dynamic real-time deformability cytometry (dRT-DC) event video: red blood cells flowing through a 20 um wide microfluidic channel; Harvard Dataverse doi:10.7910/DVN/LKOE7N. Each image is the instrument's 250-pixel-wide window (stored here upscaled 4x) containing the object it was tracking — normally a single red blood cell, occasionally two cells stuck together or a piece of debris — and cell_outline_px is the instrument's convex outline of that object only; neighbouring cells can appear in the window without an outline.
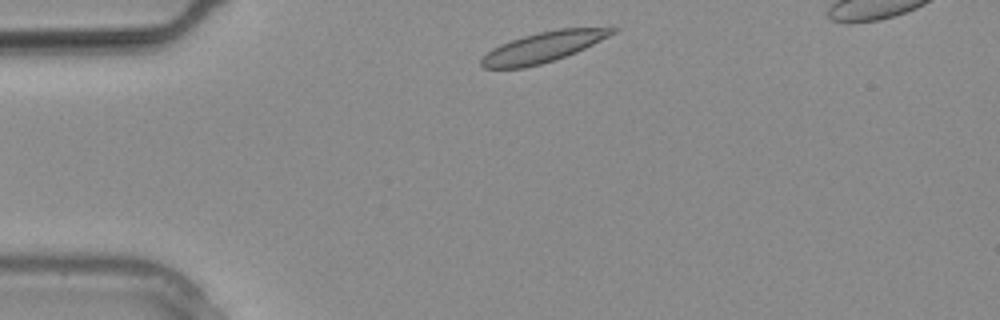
{"species": "common noctule bat (a hibernating species)", "species_latin": "Nyctalus noctula", "temperature_condition": "warm", "stored_images_in_passage": 21, "camera_frame_rate_fps": 3000, "um_per_image_px": 0.085, "animal": {"sex": "male", "body_mass_g": 20.4}, "frame": {"image": 1, "passage_image": 1, "time_ms": 0.0, "image_size_px": [1000, 320], "cell_outline_px": [[604, 36], [572, 52], [536, 64], [516, 68], [488, 68], [488, 56], [496, 48], [516, 40], [548, 32], [572, 28], [600, 28]], "centroid_in_image_um": [46.06, 4.04], "position_along_channel_um": 38.9, "area_um2": 19.07}}